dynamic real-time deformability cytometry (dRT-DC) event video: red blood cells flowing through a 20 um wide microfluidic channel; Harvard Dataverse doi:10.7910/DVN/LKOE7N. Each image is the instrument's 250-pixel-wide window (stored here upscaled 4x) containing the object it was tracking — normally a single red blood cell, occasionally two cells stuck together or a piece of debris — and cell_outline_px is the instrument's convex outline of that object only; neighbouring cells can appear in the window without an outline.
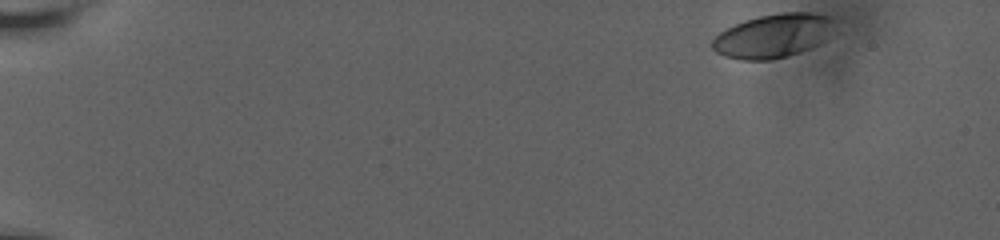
{"species": "human", "species_latin": "Homo sapiens", "temperature_condition": "room temperature", "stored_images_in_passage": 88, "camera_frame_rate_fps": 3000, "um_per_image_px": 0.085, "donor": {"sex": "male"}, "frame": {"image": 1, "passage_image": 1, "time_ms": 0.0, "image_size_px": [1000, 240], "cell_outline_px": [[840, 32], [828, 40], [820, 44], [772, 60], [744, 60], [724, 56], [716, 52], [712, 48], [712, 40], [720, 32], [744, 20], [760, 16], [780, 12], [812, 12], [828, 16], [832, 20]], "centroid_in_image_um": [65.82, 3.03], "position_along_channel_um": 19.2, "area_um2": 31.56}}
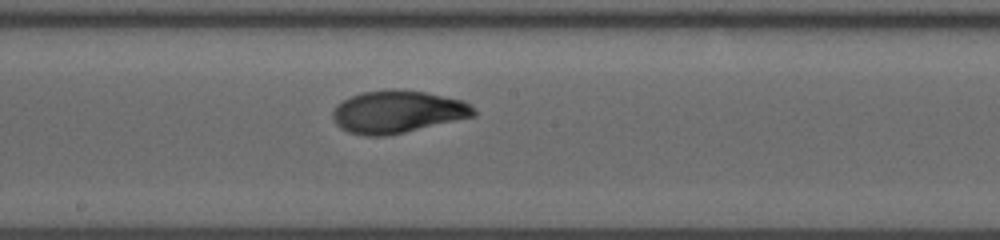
{"frame": {"image": 2, "passage_image": 49, "time_ms": 9.667, "image_size_px": [1000, 240], "cell_outline_px": [[476, 116], [404, 132], [384, 136], [364, 136], [348, 132], [340, 128], [336, 124], [332, 116], [332, 112], [344, 100], [352, 96], [364, 92], [388, 88], [396, 88], [424, 92], [464, 100], [476, 112]], "centroid_in_image_um": [33.79, 9.5], "position_along_channel_um": 214.4, "area_um2": 34.8}}
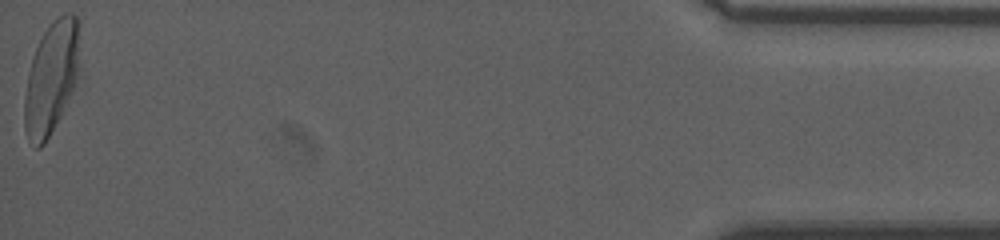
{"frame": {"image": 3, "passage_image": 86, "time_ms": 18.0, "image_size_px": [1000, 240], "cell_outline_px": [[80, 72], [60, 116], [44, 144], [40, 148], [36, 148], [28, 140], [24, 128], [24, 96], [28, 72], [32, 56], [44, 32], [52, 20], [64, 12], [72, 12], [76, 16]], "centroid_in_image_um": [4.34, 6.61], "position_along_channel_um": 430.9, "area_um2": 35.95}, "authors_computed_cell_mechanics": {"area_um2": 33.3217, "velocity_mm_per_s": 3.5973, "shape_relaxation_time_tau1_ms": 5.0584, "shape_relaxation_time_tau2_ms": 1.217, "deformation_change_tau1": 0.2094, "deformation_change_tau2": 0.0463}}